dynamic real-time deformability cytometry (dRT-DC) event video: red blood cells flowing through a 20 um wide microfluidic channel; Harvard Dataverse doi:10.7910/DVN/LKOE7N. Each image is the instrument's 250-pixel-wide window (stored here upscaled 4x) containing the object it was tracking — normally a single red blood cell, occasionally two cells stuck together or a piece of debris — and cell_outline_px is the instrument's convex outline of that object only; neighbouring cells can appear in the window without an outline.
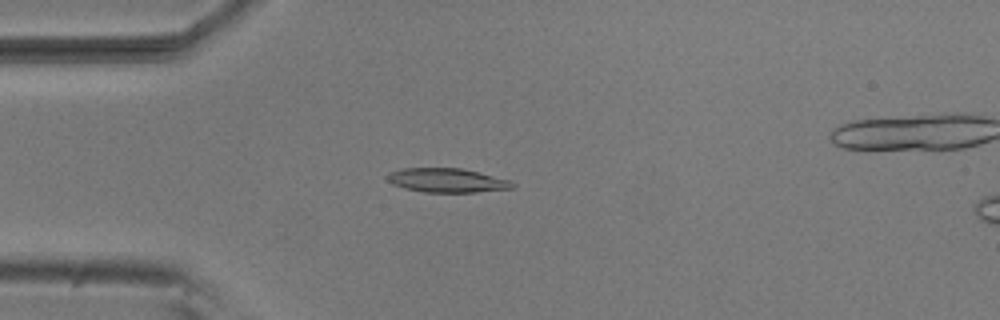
{"species": "common noctule bat (a hibernating species)", "species_latin": "Nyctalus noctula", "temperature_condition": "room temperature", "stored_images_in_passage": 7, "camera_frame_rate_fps": 3000, "um_per_image_px": 0.085, "animal": {"sex": "male", "body_mass_g": 20.5, "forearm_length_mm": 52.5}, "frame": {"image": 1, "passage_image": 4, "time_ms": 1.0, "image_size_px": [1000, 320], "cell_outline_px": [[516, 188], [476, 192], [424, 192], [404, 188], [392, 184], [384, 176], [388, 172], [404, 168], [460, 168], [512, 180], [516, 184]], "centroid_in_image_um": [38.01, 15.33], "position_along_channel_um": 47.0, "area_um2": 17.74}}
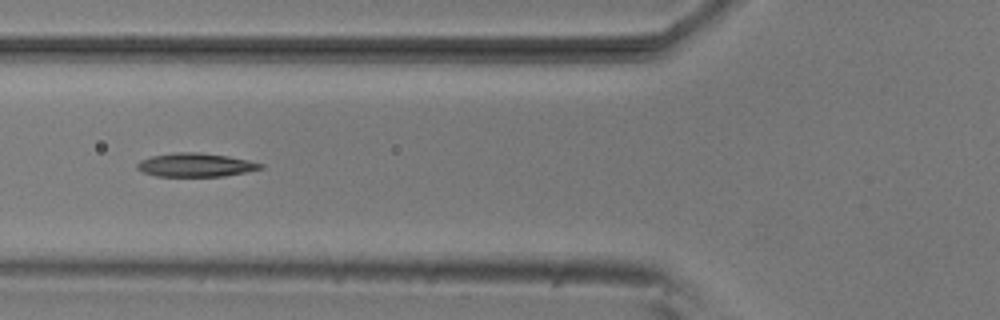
{"frame": {"image": 2, "passage_image": 6, "time_ms": 1.667, "image_size_px": [1000, 320], "cell_outline_px": [[264, 168], [224, 176], [156, 176], [144, 172], [136, 168], [136, 164], [140, 160], [152, 156], [176, 152], [200, 152], [228, 156], [248, 160], [264, 164]], "centroid_in_image_um": [16.62, 14.01], "position_along_channel_um": 109.2, "area_um2": 16.94}}
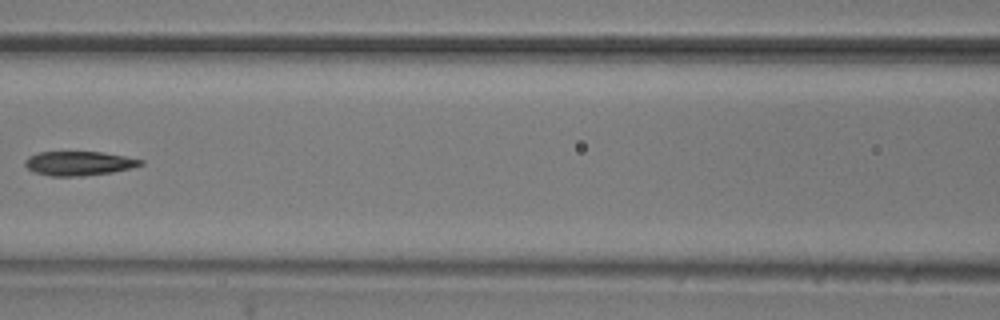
{"frame": {"image": 3, "passage_image": 7, "time_ms": 2.0, "image_size_px": [1000, 320], "cell_outline_px": [[144, 164], [132, 168], [112, 172], [84, 176], [48, 176], [32, 172], [24, 164], [24, 160], [28, 156], [40, 152], [100, 152], [124, 156], [144, 160]], "centroid_in_image_um": [6.68, 13.89], "position_along_channel_um": 159.9, "area_um2": 16.42}}